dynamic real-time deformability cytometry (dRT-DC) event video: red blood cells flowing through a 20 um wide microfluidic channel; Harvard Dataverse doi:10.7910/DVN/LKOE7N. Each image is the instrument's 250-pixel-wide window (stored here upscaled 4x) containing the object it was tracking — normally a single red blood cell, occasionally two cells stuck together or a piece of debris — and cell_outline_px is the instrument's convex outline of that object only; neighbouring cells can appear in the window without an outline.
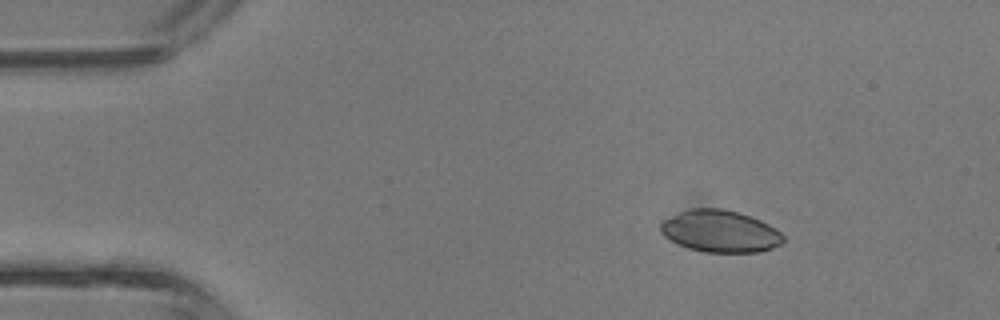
{"species": "common noctule bat (a hibernating species)", "species_latin": "Nyctalus noctula", "temperature_condition": "room temperature", "stored_images_in_passage": 4, "camera_frame_rate_fps": 3000, "um_per_image_px": 0.085, "animal": {"sex": "male", "body_mass_g": 13.3}, "frame": {"image": 1, "passage_image": 2, "time_ms": 0.333, "image_size_px": [1000, 320], "cell_outline_px": [[784, 240], [780, 244], [772, 248], [760, 252], [704, 252], [688, 248], [664, 236], [660, 232], [660, 224], [664, 220], [680, 212], [692, 208], [720, 208], [740, 212], [752, 216], [776, 228], [784, 236]], "centroid_in_image_um": [61.24, 19.65], "position_along_channel_um": 23.8, "area_um2": 30.0}}
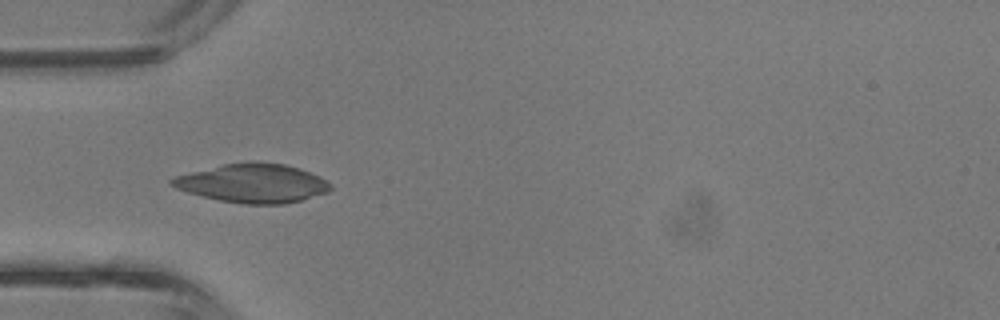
{"frame": {"image": 2, "passage_image": 4, "time_ms": 1.0, "image_size_px": [1000, 320], "cell_outline_px": [[332, 188], [328, 192], [300, 200], [284, 204], [240, 204], [220, 200], [188, 192], [176, 188], [168, 184], [168, 180], [176, 176], [224, 164], [284, 164], [300, 168], [320, 176], [332, 184]], "centroid_in_image_um": [21.51, 15.61], "position_along_channel_um": 63.5, "area_um2": 35.08}}